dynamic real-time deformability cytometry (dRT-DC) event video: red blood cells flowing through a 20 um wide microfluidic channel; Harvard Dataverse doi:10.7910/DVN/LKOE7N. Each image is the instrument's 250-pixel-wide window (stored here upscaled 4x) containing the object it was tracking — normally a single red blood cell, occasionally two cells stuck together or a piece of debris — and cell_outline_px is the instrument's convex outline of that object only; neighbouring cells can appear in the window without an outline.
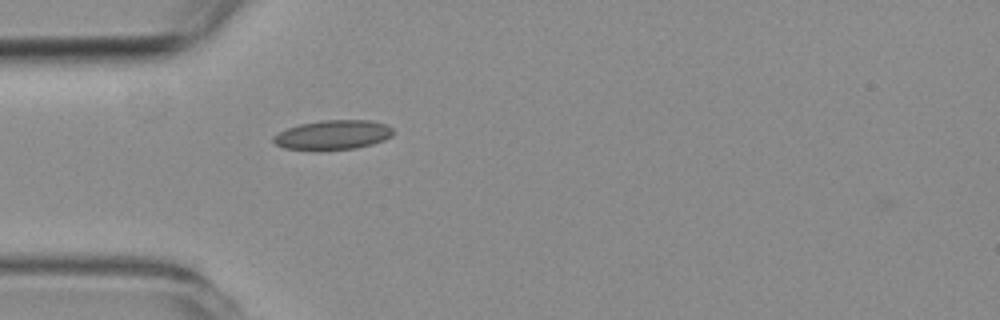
{"species": "common noctule bat (a hibernating species)", "species_latin": "Nyctalus noctula", "temperature_condition": "room temperature", "stored_images_in_passage": 39, "camera_frame_rate_fps": 3000, "um_per_image_px": 0.085, "animal": {"sex": "female", "body_mass_g": 19.3, "forearm_length_mm": 54.1}, "frame": {"image": 1, "passage_image": 1, "time_ms": 0.0, "image_size_px": [1000, 320], "cell_outline_px": [[392, 136], [384, 140], [372, 144], [356, 148], [320, 152], [316, 152], [284, 148], [276, 144], [272, 140], [272, 136], [288, 128], [300, 124], [324, 120], [372, 120], [388, 124], [392, 128]], "centroid_in_image_um": [28.29, 11.49], "position_along_channel_um": 56.7, "area_um2": 21.1}}
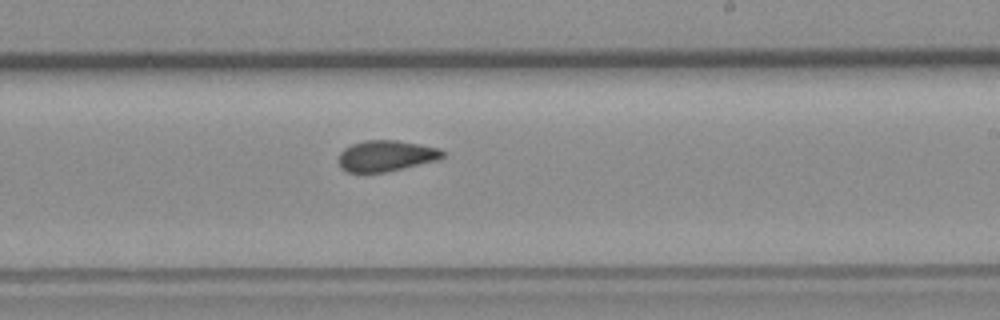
{"frame": {"image": 2, "passage_image": 17, "time_ms": 5.333, "image_size_px": [1000, 320], "cell_outline_px": [[444, 156], [436, 160], [384, 172], [348, 172], [340, 168], [340, 152], [344, 148], [352, 144], [364, 140], [396, 140], [420, 144], [440, 148], [444, 152]], "centroid_in_image_um": [32.8, 13.23], "position_along_channel_um": 256.2, "area_um2": 18.55}}
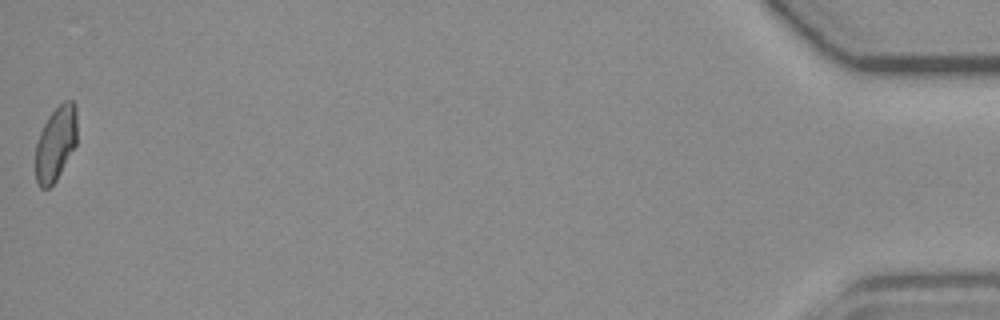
{"frame": {"image": 3, "passage_image": 39, "time_ms": 12.667, "image_size_px": [1000, 320], "cell_outline_px": [[76, 144], [56, 180], [48, 188], [40, 188], [36, 180], [36, 144], [40, 132], [48, 116], [64, 100], [72, 100], [76, 104]], "centroid_in_image_um": [4.74, 12.17], "position_along_channel_um": 430.5, "area_um2": 17.86}, "authors_computed_cell_mechanics": {"area_um2": 18.9584, "velocity_mm_per_s": 3.8088, "shape_relaxation_time_tau1_ms": null, "shape_relaxation_time_tau2_ms": 2.2341, "deformation_change_tau1": null, "deformation_change_tau2": 0.0601}}